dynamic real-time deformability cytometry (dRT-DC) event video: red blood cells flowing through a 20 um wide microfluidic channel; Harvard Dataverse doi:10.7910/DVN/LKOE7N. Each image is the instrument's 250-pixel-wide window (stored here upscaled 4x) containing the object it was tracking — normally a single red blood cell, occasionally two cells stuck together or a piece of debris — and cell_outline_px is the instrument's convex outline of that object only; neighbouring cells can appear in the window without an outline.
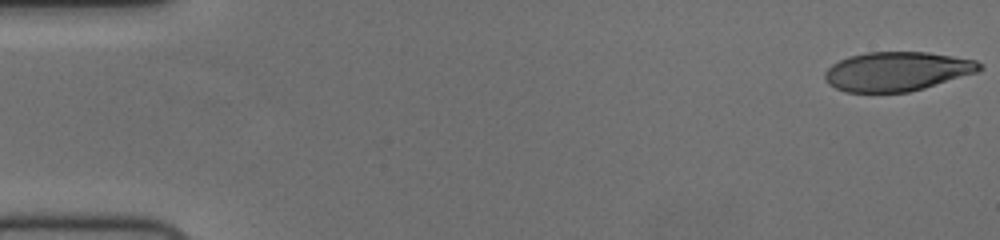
{"species": "human", "species_latin": "Homo sapiens", "temperature_condition": "cold", "stored_images_in_passage": 56, "camera_frame_rate_fps": 3000, "um_per_image_px": 0.085, "donor": {"sex": "female"}, "frame": {"image": 1, "passage_image": 1, "time_ms": 0.0, "image_size_px": [1000, 240], "cell_outline_px": [[984, 68], [976, 72], [924, 88], [908, 92], [844, 92], [828, 84], [824, 80], [824, 72], [832, 64], [848, 56], [868, 52], [928, 52], [976, 60], [984, 64]], "centroid_in_image_um": [76.23, 6.06], "position_along_channel_um": 8.8, "area_um2": 35.37}}
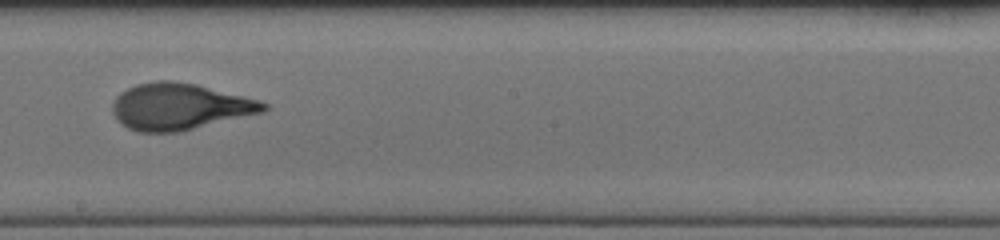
{"frame": {"image": 2, "passage_image": 32, "time_ms": 10.333, "image_size_px": [1000, 240], "cell_outline_px": [[268, 108], [264, 112], [180, 132], [140, 132], [128, 128], [116, 120], [112, 112], [112, 104], [116, 96], [120, 92], [136, 84], [156, 80], [172, 80], [196, 84], [260, 100], [268, 104]], "centroid_in_image_um": [15.26, 9.06], "position_along_channel_um": 232.9, "area_um2": 41.21}}
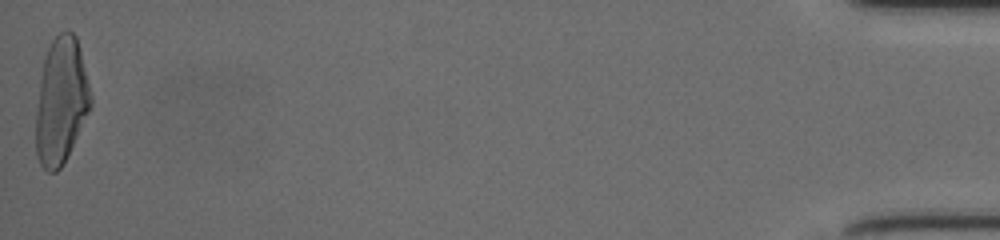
{"frame": {"image": 3, "passage_image": 56, "time_ms": 18.333, "image_size_px": [1000, 240], "cell_outline_px": [[92, 104], [60, 168], [56, 172], [48, 172], [40, 164], [36, 156], [36, 112], [40, 80], [44, 60], [48, 48], [52, 40], [60, 32], [72, 32], [76, 36], [92, 96]], "centroid_in_image_um": [5.18, 8.58], "position_along_channel_um": 430.0, "area_um2": 39.54}, "authors_computed_cell_mechanics": {"area_um2": 39.2751, "velocity_mm_per_s": 3.7275, "shape_relaxation_time_tau1_ms": 4.9729, "shape_relaxation_time_tau2_ms": 0.7554, "deformation_change_tau1": 0.2402, "deformation_change_tau2": 0.0694}}